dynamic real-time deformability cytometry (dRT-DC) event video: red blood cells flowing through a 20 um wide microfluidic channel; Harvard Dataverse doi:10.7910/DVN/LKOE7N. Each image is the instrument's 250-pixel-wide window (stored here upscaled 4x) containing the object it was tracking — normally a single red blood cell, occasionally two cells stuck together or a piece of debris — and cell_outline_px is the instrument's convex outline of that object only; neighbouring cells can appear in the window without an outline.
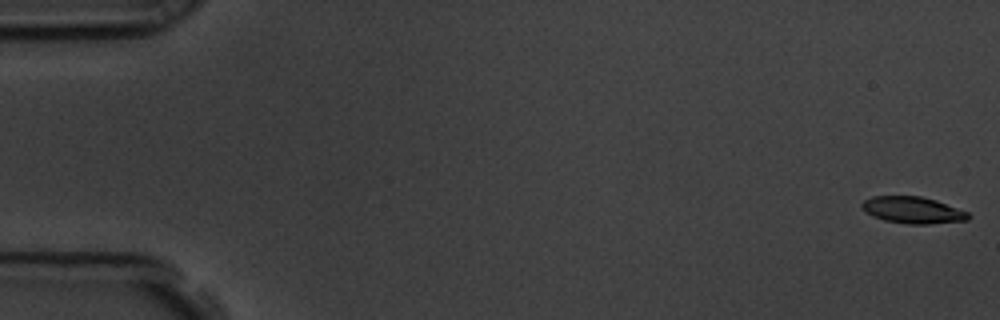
{"species": "common noctule bat (a hibernating species)", "species_latin": "Nyctalus noctula", "temperature_condition": "room temperature", "stored_images_in_passage": 57, "camera_frame_rate_fps": 3000, "um_per_image_px": 0.085, "animal": {"sex": "male", "body_mass_g": 19.5, "forearm_length_mm": 54.6}, "frame": {"image": 1, "passage_image": 1, "time_ms": 0.0, "image_size_px": [1000, 320], "cell_outline_px": [[972, 216], [968, 220], [928, 224], [908, 224], [884, 220], [872, 216], [860, 208], [860, 204], [864, 200], [872, 196], [920, 196], [936, 200], [968, 212]], "centroid_in_image_um": [77.57, 17.85], "position_along_channel_um": 7.4, "area_um2": 16.65}}
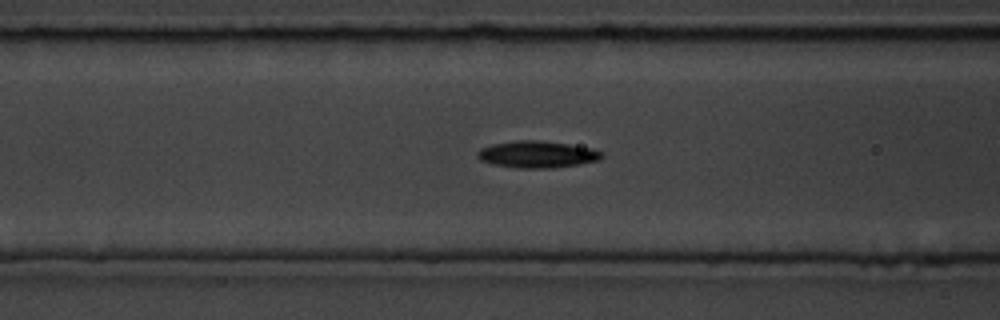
{"frame": {"image": 2, "passage_image": 23, "time_ms": 7.333, "image_size_px": [1000, 320], "cell_outline_px": [[604, 156], [600, 160], [580, 164], [552, 168], [516, 168], [492, 164], [480, 160], [476, 156], [476, 152], [480, 148], [492, 144], [516, 140], [536, 140], [568, 144], [592, 148], [604, 152]], "centroid_in_image_um": [45.66, 13.12], "position_along_channel_um": 120.9, "area_um2": 19.65}}
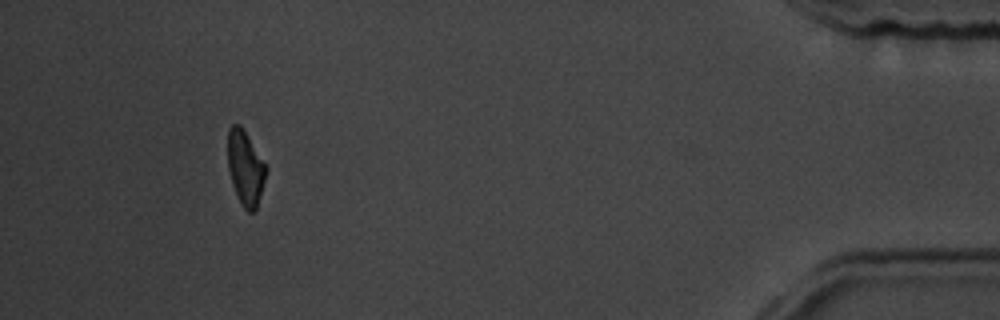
{"frame": {"image": 3, "passage_image": 53, "time_ms": 17.333, "image_size_px": [1000, 320], "cell_outline_px": [[268, 168], [256, 208], [252, 212], [248, 212], [244, 208], [232, 184], [228, 168], [228, 128], [232, 124], [240, 124]], "centroid_in_image_um": [20.85, 14.24], "position_along_channel_um": 414.4, "area_um2": 16.3}, "authors_computed_cell_mechanics": {"area_um2": 17.918, "velocity_mm_per_s": 3.5907, "shape_relaxation_time_tau1_ms": 5.1806, "shape_relaxation_time_tau2_ms": null, "deformation_change_tau1": 0.156, "deformation_change_tau2": null}}